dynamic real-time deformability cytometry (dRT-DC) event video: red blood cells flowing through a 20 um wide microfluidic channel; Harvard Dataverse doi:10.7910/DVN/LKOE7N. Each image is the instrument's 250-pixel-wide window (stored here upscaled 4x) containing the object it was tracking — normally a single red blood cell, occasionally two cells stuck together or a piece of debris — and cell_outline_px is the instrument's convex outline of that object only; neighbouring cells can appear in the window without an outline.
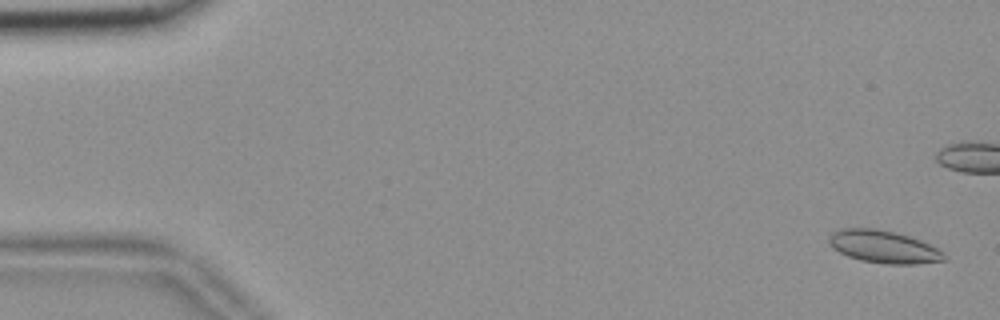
{"species": "common noctule bat (a hibernating species)", "species_latin": "Nyctalus noctula", "temperature_condition": "room temperature", "stored_images_in_passage": 57, "camera_frame_rate_fps": 3000, "um_per_image_px": 0.085, "animal": {"sex": "female", "body_mass_g": 18.4}, "frame": {"image": 1, "passage_image": 2, "time_ms": 0.333, "image_size_px": [1000, 320], "cell_outline_px": [[948, 260], [916, 264], [888, 264], [860, 260], [848, 256], [832, 248], [828, 240], [828, 236], [832, 232], [840, 228], [876, 228], [896, 232], [920, 240], [944, 252], [948, 256]], "centroid_in_image_um": [75.11, 20.97], "position_along_channel_um": 9.9, "area_um2": 22.02}}
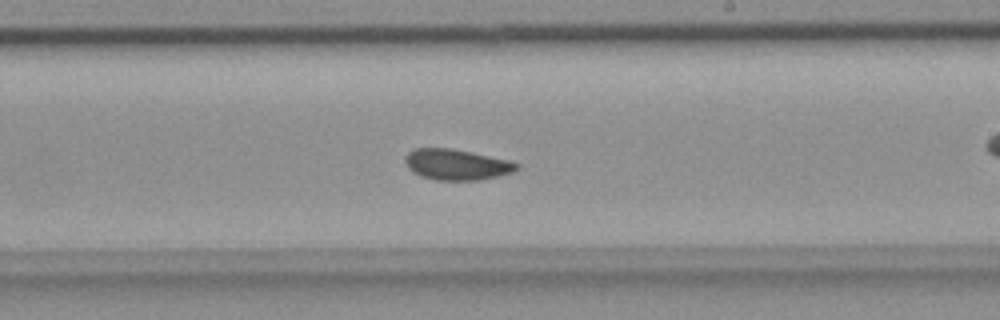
{"frame": {"image": 2, "passage_image": 33, "time_ms": 10.667, "image_size_px": [1000, 320], "cell_outline_px": [[520, 168], [512, 172], [480, 180], [436, 180], [420, 176], [412, 172], [408, 168], [404, 160], [408, 152], [416, 148], [452, 148], [512, 160], [520, 164]], "centroid_in_image_um": [38.83, 13.98], "position_along_channel_um": 250.2, "area_um2": 20.23}}
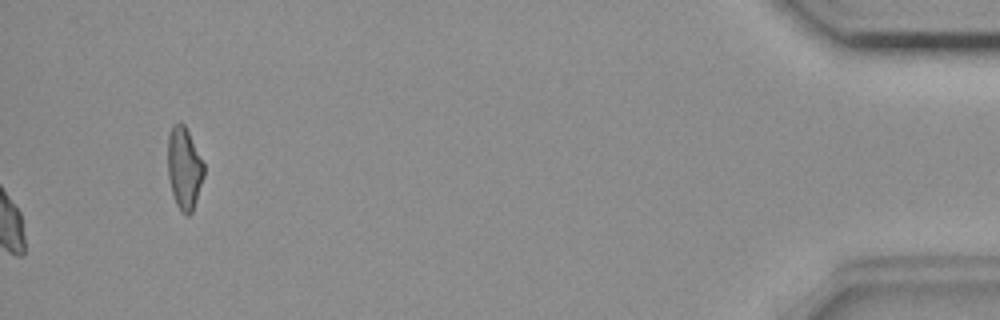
{"frame": {"image": 3, "passage_image": 57, "time_ms": 18.667, "image_size_px": [1000, 320], "cell_outline_px": [[204, 176], [192, 212], [188, 216], [180, 212], [176, 204], [172, 192], [168, 176], [168, 136], [172, 124], [180, 120], [184, 124], [204, 164]], "centroid_in_image_um": [15.64, 14.29], "position_along_channel_um": 419.6, "area_um2": 17.28}, "authors_computed_cell_mechanics": {"area_um2": 20.23, "velocity_mm_per_s": 3.6458, "shape_relaxation_time_tau1_ms": 6.8941, "shape_relaxation_time_tau2_ms": 1.3337, "deformation_change_tau1": 0.0889, "deformation_change_tau2": 0.0422}}